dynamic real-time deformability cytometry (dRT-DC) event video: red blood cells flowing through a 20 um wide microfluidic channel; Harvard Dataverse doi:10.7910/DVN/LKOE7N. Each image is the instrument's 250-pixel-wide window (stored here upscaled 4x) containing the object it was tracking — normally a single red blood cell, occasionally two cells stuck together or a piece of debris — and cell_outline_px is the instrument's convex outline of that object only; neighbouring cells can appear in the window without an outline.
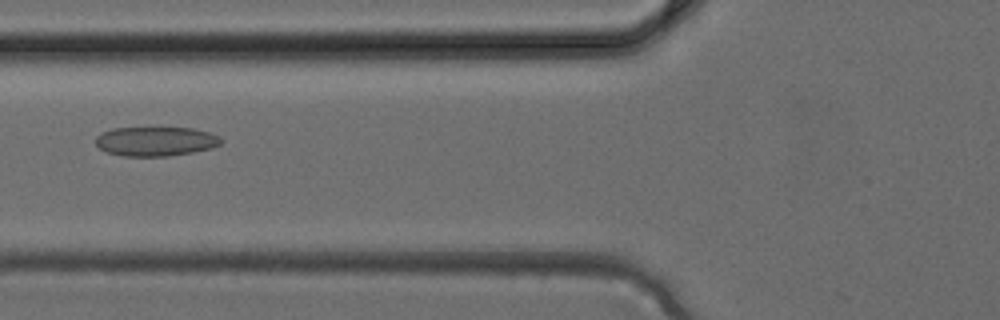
{"species": "common noctule bat (a hibernating species)", "species_latin": "Nyctalus noctula", "temperature_condition": "cold", "stored_images_in_passage": 4, "camera_frame_rate_fps": 3000, "um_per_image_px": 0.085, "animal": {"sex": "female", "body_mass_g": 24.6, "forearm_length_mm": 56.2}, "frame": {"image": 1, "passage_image": 4, "time_ms": 1.0, "image_size_px": [1000, 320], "cell_outline_px": [[224, 140], [220, 144], [212, 148], [192, 152], [168, 156], [124, 156], [108, 152], [100, 148], [96, 144], [96, 136], [100, 132], [112, 128], [192, 128], [208, 132], [220, 136]], "centroid_in_image_um": [13.24, 12.01], "position_along_channel_um": 112.6, "area_um2": 21.44}}